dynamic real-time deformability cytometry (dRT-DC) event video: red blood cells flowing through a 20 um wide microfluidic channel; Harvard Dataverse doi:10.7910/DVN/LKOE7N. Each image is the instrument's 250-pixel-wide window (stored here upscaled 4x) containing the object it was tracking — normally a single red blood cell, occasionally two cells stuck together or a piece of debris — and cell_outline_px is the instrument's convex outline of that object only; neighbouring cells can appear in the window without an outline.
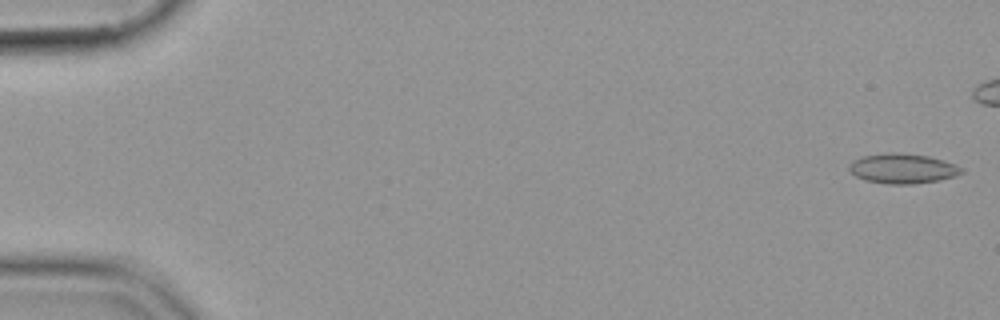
{"species": "common noctule bat (a hibernating species)", "species_latin": "Nyctalus noctula", "temperature_condition": "cold", "stored_images_in_passage": 45, "camera_frame_rate_fps": 3000, "um_per_image_px": 0.085, "animal": {"sex": "female", "body_mass_g": 19.9}, "frame": {"image": 1, "passage_image": 1, "time_ms": 0.0, "image_size_px": [1000, 320], "cell_outline_px": [[964, 172], [940, 180], [912, 184], [888, 184], [868, 180], [856, 176], [848, 168], [852, 160], [864, 156], [888, 152], [896, 152], [928, 156], [964, 168]], "centroid_in_image_um": [76.71, 14.32], "position_along_channel_um": 8.3, "area_um2": 19.25}}
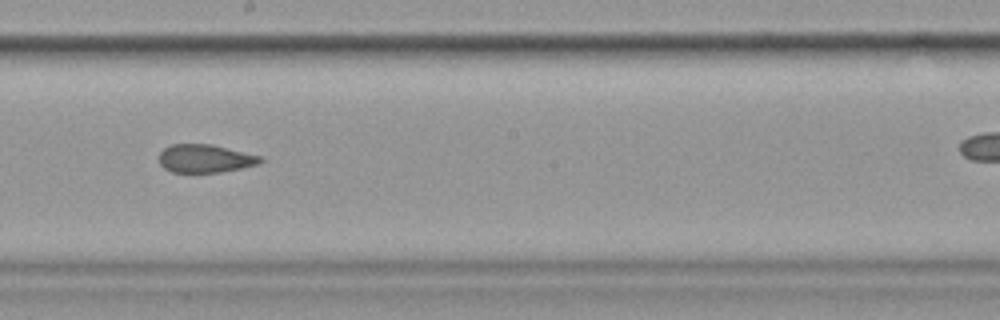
{"frame": {"image": 2, "passage_image": 31, "time_ms": 10.0, "image_size_px": [1000, 320], "cell_outline_px": [[264, 160], [256, 164], [240, 168], [220, 172], [172, 172], [164, 168], [160, 164], [160, 152], [164, 148], [172, 144], [212, 144], [260, 156]], "centroid_in_image_um": [17.41, 13.47], "position_along_channel_um": 230.8, "area_um2": 16.42}}
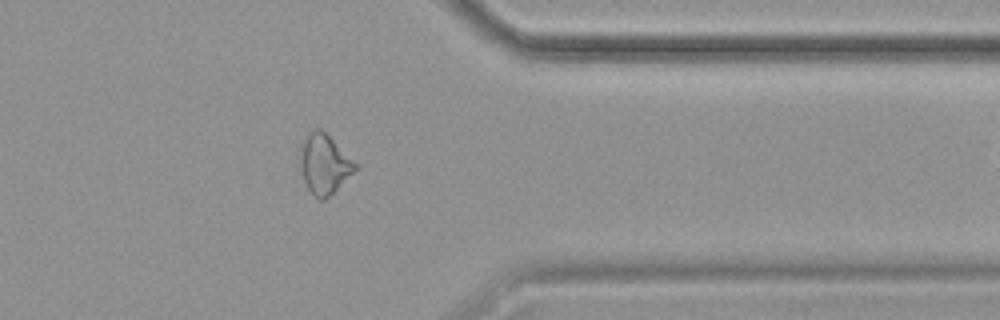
{"frame": {"image": 3, "passage_image": 44, "time_ms": 14.333, "image_size_px": [1000, 320], "cell_outline_px": [[360, 168], [324, 200], [320, 200], [308, 188], [304, 180], [300, 164], [300, 144], [304, 136], [316, 128], [320, 128], [360, 164]], "centroid_in_image_um": [27.61, 13.91], "position_along_channel_um": 383.8, "area_um2": 19.36}}